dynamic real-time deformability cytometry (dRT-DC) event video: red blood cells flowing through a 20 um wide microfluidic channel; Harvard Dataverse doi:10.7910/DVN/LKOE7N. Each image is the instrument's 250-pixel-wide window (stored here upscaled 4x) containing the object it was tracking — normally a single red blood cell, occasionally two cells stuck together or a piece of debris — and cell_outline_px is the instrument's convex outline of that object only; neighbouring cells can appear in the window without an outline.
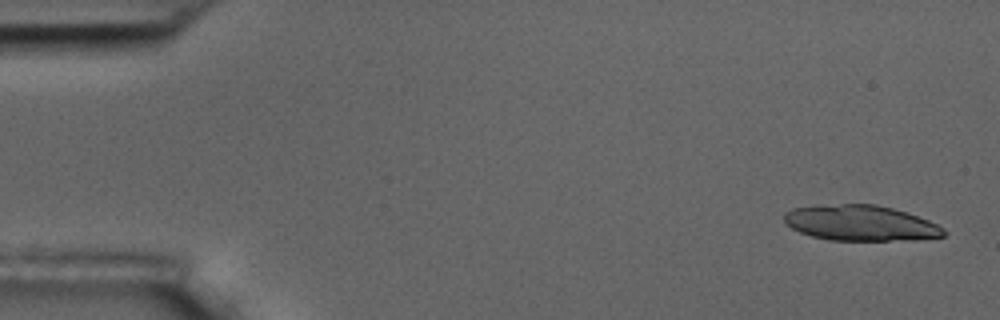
{"species": "common noctule bat (a hibernating species)", "species_latin": "Nyctalus noctula", "temperature_condition": "room temperature", "stored_images_in_passage": 5, "camera_frame_rate_fps": 3000, "um_per_image_px": 0.085, "animal": {"sex": "male", "body_mass_g": 17.5, "forearm_length_mm": 52.3}, "frame": {"image": 1, "passage_image": 1, "time_ms": 0.0, "image_size_px": [1000, 320], "cell_outline_px": [[948, 232], [944, 236], [916, 240], [828, 240], [812, 236], [800, 232], [784, 224], [784, 212], [792, 208], [840, 204], [876, 204], [892, 208], [928, 220], [944, 228]], "centroid_in_image_um": [73.15, 18.97], "position_along_channel_um": 11.9, "area_um2": 33.0}}